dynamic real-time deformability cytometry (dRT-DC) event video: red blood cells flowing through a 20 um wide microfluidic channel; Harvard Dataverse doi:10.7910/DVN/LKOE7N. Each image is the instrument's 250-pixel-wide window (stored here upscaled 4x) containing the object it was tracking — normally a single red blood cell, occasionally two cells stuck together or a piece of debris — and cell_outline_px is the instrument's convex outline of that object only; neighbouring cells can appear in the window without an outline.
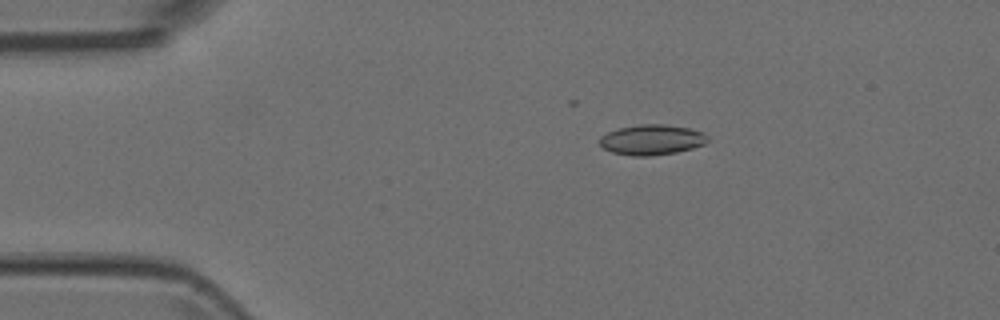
{"species": "Egyptian fruit bat (a non-hibernating species)", "species_latin": "Rousettus aegyptiacus", "temperature_condition": "room temperature", "stored_images_in_passage": 8, "camera_frame_rate_fps": 3000, "um_per_image_px": 0.085, "animal": {"sex": "female"}, "frame": {"image": 1, "passage_image": 3, "time_ms": 0.667, "image_size_px": [1000, 320], "cell_outline_px": [[708, 140], [704, 144], [692, 148], [676, 152], [652, 156], [632, 156], [612, 152], [604, 148], [600, 144], [600, 136], [608, 132], [620, 128], [640, 124], [664, 124], [692, 128], [704, 132], [708, 136]], "centroid_in_image_um": [55.43, 11.87], "position_along_channel_um": 29.6, "area_um2": 19.13}}
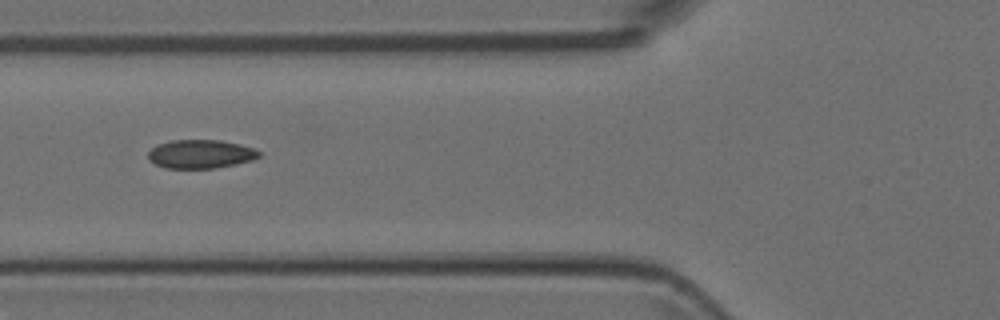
{"frame": {"image": 2, "passage_image": 6, "time_ms": 1.667, "image_size_px": [1000, 320], "cell_outline_px": [[260, 156], [252, 160], [236, 164], [216, 168], [164, 168], [148, 160], [148, 152], [156, 144], [172, 140], [220, 140], [240, 144], [252, 148], [260, 152]], "centroid_in_image_um": [17.02, 13.09], "position_along_channel_um": 108.8, "area_um2": 18.55}}
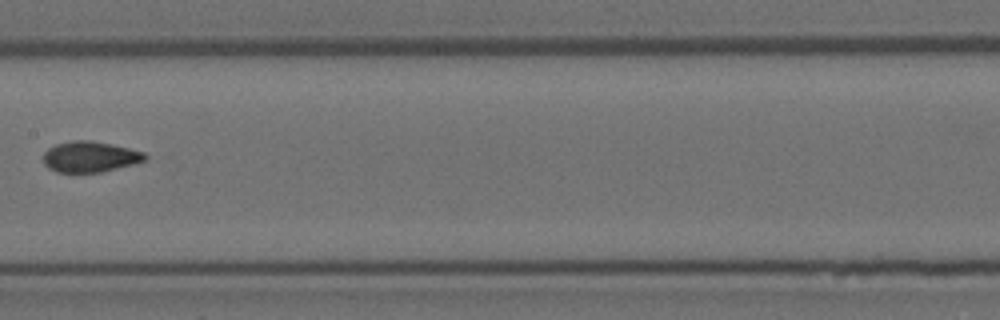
{"frame": {"image": 3, "passage_image": 8, "time_ms": 2.333, "image_size_px": [1000, 320], "cell_outline_px": [[148, 160], [100, 172], [56, 172], [48, 168], [44, 164], [44, 152], [48, 148], [56, 144], [72, 140], [88, 140], [112, 144], [144, 152], [148, 156]], "centroid_in_image_um": [7.65, 13.32], "position_along_channel_um": 199.8, "area_um2": 18.21}}